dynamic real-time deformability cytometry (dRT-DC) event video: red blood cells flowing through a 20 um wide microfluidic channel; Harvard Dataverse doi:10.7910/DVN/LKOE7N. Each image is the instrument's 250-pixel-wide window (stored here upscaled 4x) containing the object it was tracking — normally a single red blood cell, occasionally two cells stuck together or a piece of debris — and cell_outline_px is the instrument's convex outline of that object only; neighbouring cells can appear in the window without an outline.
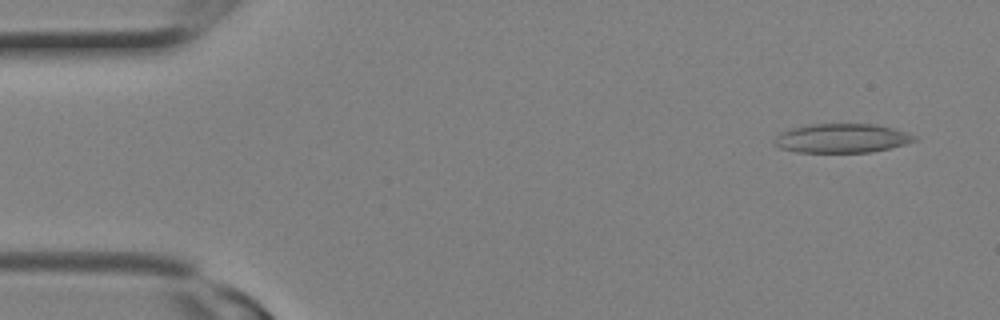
{"species": "Egyptian fruit bat (a non-hibernating species)", "species_latin": "Rousettus aegyptiacus", "temperature_condition": "room temperature", "stored_images_in_passage": 9, "camera_frame_rate_fps": 3000, "um_per_image_px": 0.085, "animal": {"sex": "female"}, "frame": {"image": 1, "passage_image": 2, "time_ms": 0.333, "image_size_px": [1000, 320], "cell_outline_px": [[920, 140], [872, 152], [796, 152], [780, 148], [772, 144], [772, 140], [780, 132], [792, 128], [812, 124], [876, 124], [892, 128], [920, 136]], "centroid_in_image_um": [71.56, 11.75], "position_along_channel_um": 13.4, "area_um2": 23.93}}
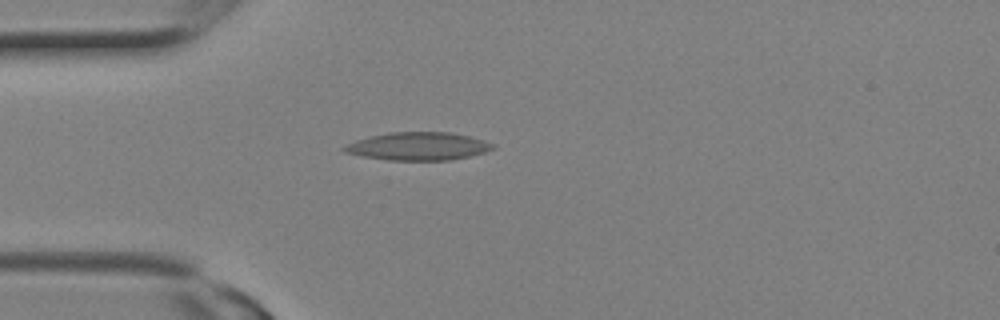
{"frame": {"image": 2, "passage_image": 7, "time_ms": 2.0, "image_size_px": [1000, 320], "cell_outline_px": [[496, 148], [484, 152], [452, 160], [388, 160], [360, 156], [344, 152], [340, 148], [344, 144], [356, 140], [388, 132], [452, 132], [484, 140], [496, 144]], "centroid_in_image_um": [35.52, 12.43], "position_along_channel_um": 49.5, "area_um2": 24.39}}
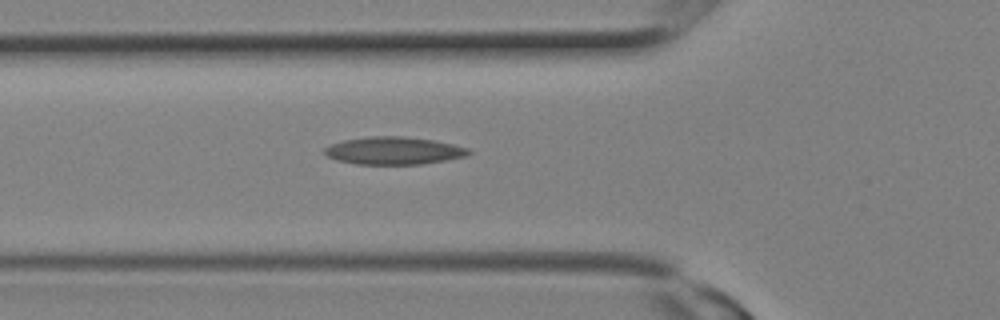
{"frame": {"image": 3, "passage_image": 9, "time_ms": 2.667, "image_size_px": [1000, 320], "cell_outline_px": [[472, 152], [468, 156], [424, 164], [356, 164], [336, 160], [328, 156], [324, 152], [324, 148], [332, 144], [344, 140], [372, 136], [404, 136], [432, 140], [452, 144], [468, 148]], "centroid_in_image_um": [33.49, 12.81], "position_along_channel_um": 92.3, "area_um2": 23.12}}